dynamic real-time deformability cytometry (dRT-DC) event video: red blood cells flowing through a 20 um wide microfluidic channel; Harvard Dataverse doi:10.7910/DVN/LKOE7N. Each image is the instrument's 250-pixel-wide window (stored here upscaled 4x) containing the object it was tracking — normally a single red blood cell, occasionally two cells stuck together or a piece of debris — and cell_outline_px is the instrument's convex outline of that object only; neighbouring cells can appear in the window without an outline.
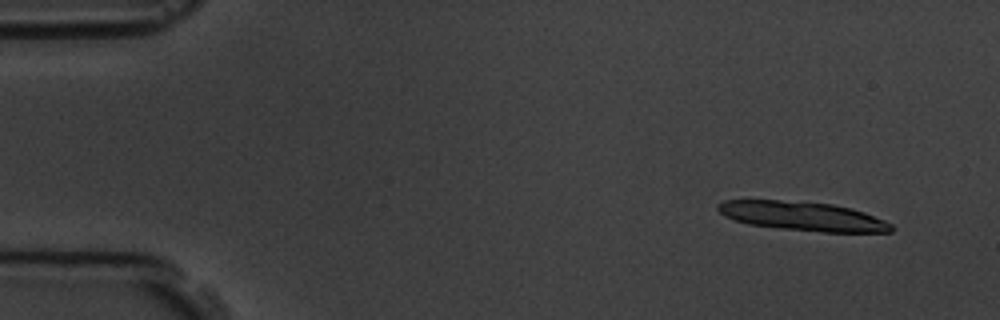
{"species": "common noctule bat (a hibernating species)", "species_latin": "Nyctalus noctula", "temperature_condition": "room temperature", "stored_images_in_passage": 5, "camera_frame_rate_fps": 3000, "um_per_image_px": 0.085, "animal": {"sex": "male", "body_mass_g": 19.5, "forearm_length_mm": 54.6}, "frame": {"image": 1, "passage_image": 2, "time_ms": 1.333, "image_size_px": [1000, 320], "cell_outline_px": [[896, 228], [892, 232], [824, 232], [780, 228], [748, 224], [724, 216], [716, 208], [716, 204], [724, 200], [780, 200], [832, 204], [852, 208], [864, 212], [884, 220], [892, 224]], "centroid_in_image_um": [68.24, 18.37], "position_along_channel_um": 16.8, "area_um2": 29.36}}